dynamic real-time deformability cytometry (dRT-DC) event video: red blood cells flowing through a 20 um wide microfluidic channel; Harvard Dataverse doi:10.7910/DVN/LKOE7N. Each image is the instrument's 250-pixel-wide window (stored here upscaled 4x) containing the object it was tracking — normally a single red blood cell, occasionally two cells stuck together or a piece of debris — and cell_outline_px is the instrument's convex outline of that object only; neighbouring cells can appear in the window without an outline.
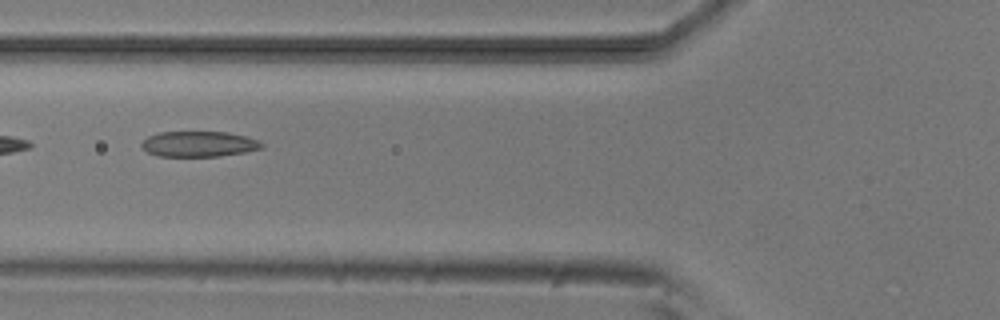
{"species": "common noctule bat (a hibernating species)", "species_latin": "Nyctalus noctula", "temperature_condition": "room temperature", "stored_images_in_passage": 7, "camera_frame_rate_fps": 3000, "um_per_image_px": 0.085, "animal": {"sex": "male", "body_mass_g": 20.5, "forearm_length_mm": 52.5}, "frame": {"image": 1, "passage_image": 6, "time_ms": 5.667, "image_size_px": [1000, 320], "cell_outline_px": [[264, 148], [244, 152], [220, 156], [160, 156], [148, 152], [140, 144], [148, 136], [160, 132], [228, 132], [248, 136], [264, 144]], "centroid_in_image_um": [16.94, 12.23], "position_along_channel_um": 108.9, "area_um2": 17.8}}
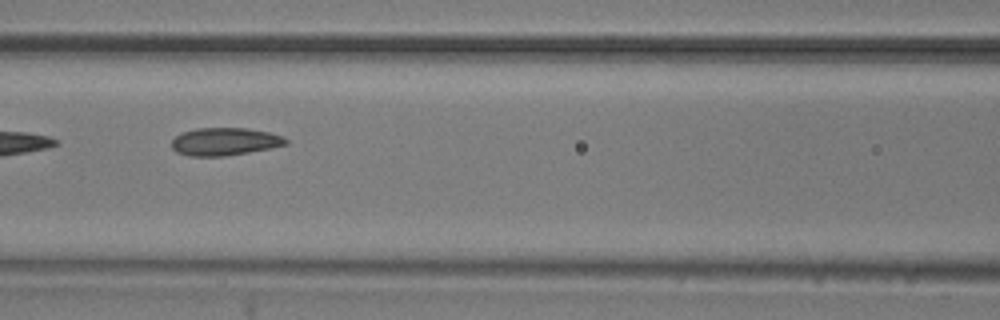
{"frame": {"image": 2, "passage_image": 7, "time_ms": 6.667, "image_size_px": [1000, 320], "cell_outline_px": [[288, 144], [248, 152], [224, 156], [188, 156], [176, 152], [172, 148], [172, 140], [180, 132], [196, 128], [248, 128], [268, 132], [284, 136], [288, 140]], "centroid_in_image_um": [19.08, 12.03], "position_along_channel_um": 147.5, "area_um2": 18.5}}